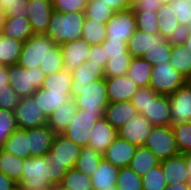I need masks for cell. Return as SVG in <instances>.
Here are the masks:
<instances>
[{
    "label": "cell",
    "instance_id": "1",
    "mask_svg": "<svg viewBox=\"0 0 191 190\" xmlns=\"http://www.w3.org/2000/svg\"><path fill=\"white\" fill-rule=\"evenodd\" d=\"M80 151L81 146L62 134L55 136L50 151L46 154L51 169V185L53 187L57 188L67 171L75 167Z\"/></svg>",
    "mask_w": 191,
    "mask_h": 190
},
{
    "label": "cell",
    "instance_id": "2",
    "mask_svg": "<svg viewBox=\"0 0 191 190\" xmlns=\"http://www.w3.org/2000/svg\"><path fill=\"white\" fill-rule=\"evenodd\" d=\"M84 12L59 13L53 11L50 23L45 32L56 45L82 39Z\"/></svg>",
    "mask_w": 191,
    "mask_h": 190
},
{
    "label": "cell",
    "instance_id": "3",
    "mask_svg": "<svg viewBox=\"0 0 191 190\" xmlns=\"http://www.w3.org/2000/svg\"><path fill=\"white\" fill-rule=\"evenodd\" d=\"M71 98L78 109L90 113H104L109 104L105 78L98 79L84 86H71Z\"/></svg>",
    "mask_w": 191,
    "mask_h": 190
},
{
    "label": "cell",
    "instance_id": "4",
    "mask_svg": "<svg viewBox=\"0 0 191 190\" xmlns=\"http://www.w3.org/2000/svg\"><path fill=\"white\" fill-rule=\"evenodd\" d=\"M19 190H44L55 188L51 185V169L46 156L24 159Z\"/></svg>",
    "mask_w": 191,
    "mask_h": 190
},
{
    "label": "cell",
    "instance_id": "5",
    "mask_svg": "<svg viewBox=\"0 0 191 190\" xmlns=\"http://www.w3.org/2000/svg\"><path fill=\"white\" fill-rule=\"evenodd\" d=\"M57 45L45 34H34L24 42L18 65L33 69L43 65L45 57Z\"/></svg>",
    "mask_w": 191,
    "mask_h": 190
},
{
    "label": "cell",
    "instance_id": "6",
    "mask_svg": "<svg viewBox=\"0 0 191 190\" xmlns=\"http://www.w3.org/2000/svg\"><path fill=\"white\" fill-rule=\"evenodd\" d=\"M8 78L10 86L20 97H28L42 87L46 75L40 67L25 69L15 64L10 66Z\"/></svg>",
    "mask_w": 191,
    "mask_h": 190
},
{
    "label": "cell",
    "instance_id": "7",
    "mask_svg": "<svg viewBox=\"0 0 191 190\" xmlns=\"http://www.w3.org/2000/svg\"><path fill=\"white\" fill-rule=\"evenodd\" d=\"M144 147L153 152L160 161L180 154L172 126H153Z\"/></svg>",
    "mask_w": 191,
    "mask_h": 190
},
{
    "label": "cell",
    "instance_id": "8",
    "mask_svg": "<svg viewBox=\"0 0 191 190\" xmlns=\"http://www.w3.org/2000/svg\"><path fill=\"white\" fill-rule=\"evenodd\" d=\"M186 83V78L173 68L170 61L153 66L150 85L157 94L171 95Z\"/></svg>",
    "mask_w": 191,
    "mask_h": 190
},
{
    "label": "cell",
    "instance_id": "9",
    "mask_svg": "<svg viewBox=\"0 0 191 190\" xmlns=\"http://www.w3.org/2000/svg\"><path fill=\"white\" fill-rule=\"evenodd\" d=\"M102 117H104V113H90L86 110L78 109L74 119L71 120L62 135L81 147L88 146L92 127Z\"/></svg>",
    "mask_w": 191,
    "mask_h": 190
},
{
    "label": "cell",
    "instance_id": "10",
    "mask_svg": "<svg viewBox=\"0 0 191 190\" xmlns=\"http://www.w3.org/2000/svg\"><path fill=\"white\" fill-rule=\"evenodd\" d=\"M18 129H30L47 124L48 118L39 108L33 96L21 97L14 109Z\"/></svg>",
    "mask_w": 191,
    "mask_h": 190
},
{
    "label": "cell",
    "instance_id": "11",
    "mask_svg": "<svg viewBox=\"0 0 191 190\" xmlns=\"http://www.w3.org/2000/svg\"><path fill=\"white\" fill-rule=\"evenodd\" d=\"M137 29L134 10L116 11L106 24L107 38L127 42Z\"/></svg>",
    "mask_w": 191,
    "mask_h": 190
},
{
    "label": "cell",
    "instance_id": "12",
    "mask_svg": "<svg viewBox=\"0 0 191 190\" xmlns=\"http://www.w3.org/2000/svg\"><path fill=\"white\" fill-rule=\"evenodd\" d=\"M171 125L191 121V85L185 83L173 94L169 95Z\"/></svg>",
    "mask_w": 191,
    "mask_h": 190
},
{
    "label": "cell",
    "instance_id": "13",
    "mask_svg": "<svg viewBox=\"0 0 191 190\" xmlns=\"http://www.w3.org/2000/svg\"><path fill=\"white\" fill-rule=\"evenodd\" d=\"M153 125L141 114L125 123L118 131V137L138 147L144 146Z\"/></svg>",
    "mask_w": 191,
    "mask_h": 190
},
{
    "label": "cell",
    "instance_id": "14",
    "mask_svg": "<svg viewBox=\"0 0 191 190\" xmlns=\"http://www.w3.org/2000/svg\"><path fill=\"white\" fill-rule=\"evenodd\" d=\"M53 11L51 1L29 0L27 18L34 34H45Z\"/></svg>",
    "mask_w": 191,
    "mask_h": 190
},
{
    "label": "cell",
    "instance_id": "15",
    "mask_svg": "<svg viewBox=\"0 0 191 190\" xmlns=\"http://www.w3.org/2000/svg\"><path fill=\"white\" fill-rule=\"evenodd\" d=\"M64 69L74 71L79 65L85 64L88 61L91 51V45L85 40L79 39L65 43L60 46Z\"/></svg>",
    "mask_w": 191,
    "mask_h": 190
},
{
    "label": "cell",
    "instance_id": "16",
    "mask_svg": "<svg viewBox=\"0 0 191 190\" xmlns=\"http://www.w3.org/2000/svg\"><path fill=\"white\" fill-rule=\"evenodd\" d=\"M105 83L109 103L131 101L136 91L140 88L127 75L105 78Z\"/></svg>",
    "mask_w": 191,
    "mask_h": 190
},
{
    "label": "cell",
    "instance_id": "17",
    "mask_svg": "<svg viewBox=\"0 0 191 190\" xmlns=\"http://www.w3.org/2000/svg\"><path fill=\"white\" fill-rule=\"evenodd\" d=\"M56 134L46 124L28 129V149L30 157L46 156L50 151Z\"/></svg>",
    "mask_w": 191,
    "mask_h": 190
},
{
    "label": "cell",
    "instance_id": "18",
    "mask_svg": "<svg viewBox=\"0 0 191 190\" xmlns=\"http://www.w3.org/2000/svg\"><path fill=\"white\" fill-rule=\"evenodd\" d=\"M170 100L168 95L158 94L141 113L153 126H171Z\"/></svg>",
    "mask_w": 191,
    "mask_h": 190
},
{
    "label": "cell",
    "instance_id": "19",
    "mask_svg": "<svg viewBox=\"0 0 191 190\" xmlns=\"http://www.w3.org/2000/svg\"><path fill=\"white\" fill-rule=\"evenodd\" d=\"M117 137V130L102 117L98 119L92 127L88 147L103 154Z\"/></svg>",
    "mask_w": 191,
    "mask_h": 190
},
{
    "label": "cell",
    "instance_id": "20",
    "mask_svg": "<svg viewBox=\"0 0 191 190\" xmlns=\"http://www.w3.org/2000/svg\"><path fill=\"white\" fill-rule=\"evenodd\" d=\"M136 145L117 137L107 150L102 154L103 159L111 162L119 168L127 167L130 164L136 150Z\"/></svg>",
    "mask_w": 191,
    "mask_h": 190
},
{
    "label": "cell",
    "instance_id": "21",
    "mask_svg": "<svg viewBox=\"0 0 191 190\" xmlns=\"http://www.w3.org/2000/svg\"><path fill=\"white\" fill-rule=\"evenodd\" d=\"M131 101L109 103L105 108L104 118L117 131L131 118L138 115Z\"/></svg>",
    "mask_w": 191,
    "mask_h": 190
},
{
    "label": "cell",
    "instance_id": "22",
    "mask_svg": "<svg viewBox=\"0 0 191 190\" xmlns=\"http://www.w3.org/2000/svg\"><path fill=\"white\" fill-rule=\"evenodd\" d=\"M167 184L188 183L189 172L183 154L160 161Z\"/></svg>",
    "mask_w": 191,
    "mask_h": 190
},
{
    "label": "cell",
    "instance_id": "23",
    "mask_svg": "<svg viewBox=\"0 0 191 190\" xmlns=\"http://www.w3.org/2000/svg\"><path fill=\"white\" fill-rule=\"evenodd\" d=\"M32 96L47 118L58 108L59 105L72 100L71 93L50 91L43 87L37 89Z\"/></svg>",
    "mask_w": 191,
    "mask_h": 190
},
{
    "label": "cell",
    "instance_id": "24",
    "mask_svg": "<svg viewBox=\"0 0 191 190\" xmlns=\"http://www.w3.org/2000/svg\"><path fill=\"white\" fill-rule=\"evenodd\" d=\"M119 169L111 162L102 159L98 168L91 175L93 190H109V188L115 187Z\"/></svg>",
    "mask_w": 191,
    "mask_h": 190
},
{
    "label": "cell",
    "instance_id": "25",
    "mask_svg": "<svg viewBox=\"0 0 191 190\" xmlns=\"http://www.w3.org/2000/svg\"><path fill=\"white\" fill-rule=\"evenodd\" d=\"M78 107L74 99L59 105L58 108L48 117L47 125L54 133L62 134L69 126L71 120L74 119Z\"/></svg>",
    "mask_w": 191,
    "mask_h": 190
},
{
    "label": "cell",
    "instance_id": "26",
    "mask_svg": "<svg viewBox=\"0 0 191 190\" xmlns=\"http://www.w3.org/2000/svg\"><path fill=\"white\" fill-rule=\"evenodd\" d=\"M172 45L160 33L153 35V45L145 51L143 59L155 66L170 61Z\"/></svg>",
    "mask_w": 191,
    "mask_h": 190
},
{
    "label": "cell",
    "instance_id": "27",
    "mask_svg": "<svg viewBox=\"0 0 191 190\" xmlns=\"http://www.w3.org/2000/svg\"><path fill=\"white\" fill-rule=\"evenodd\" d=\"M2 149L21 159L30 158L28 149V129H17L5 141Z\"/></svg>",
    "mask_w": 191,
    "mask_h": 190
},
{
    "label": "cell",
    "instance_id": "28",
    "mask_svg": "<svg viewBox=\"0 0 191 190\" xmlns=\"http://www.w3.org/2000/svg\"><path fill=\"white\" fill-rule=\"evenodd\" d=\"M3 35L25 42L34 35L27 17L6 18Z\"/></svg>",
    "mask_w": 191,
    "mask_h": 190
},
{
    "label": "cell",
    "instance_id": "29",
    "mask_svg": "<svg viewBox=\"0 0 191 190\" xmlns=\"http://www.w3.org/2000/svg\"><path fill=\"white\" fill-rule=\"evenodd\" d=\"M24 42L0 35V65H15L22 53Z\"/></svg>",
    "mask_w": 191,
    "mask_h": 190
},
{
    "label": "cell",
    "instance_id": "30",
    "mask_svg": "<svg viewBox=\"0 0 191 190\" xmlns=\"http://www.w3.org/2000/svg\"><path fill=\"white\" fill-rule=\"evenodd\" d=\"M160 164L156 155L144 146L137 147L129 167L140 177L144 176L150 169Z\"/></svg>",
    "mask_w": 191,
    "mask_h": 190
},
{
    "label": "cell",
    "instance_id": "31",
    "mask_svg": "<svg viewBox=\"0 0 191 190\" xmlns=\"http://www.w3.org/2000/svg\"><path fill=\"white\" fill-rule=\"evenodd\" d=\"M72 85L84 86L89 85L95 80L105 78L104 68L94 64L79 65L76 70L72 71Z\"/></svg>",
    "mask_w": 191,
    "mask_h": 190
},
{
    "label": "cell",
    "instance_id": "32",
    "mask_svg": "<svg viewBox=\"0 0 191 190\" xmlns=\"http://www.w3.org/2000/svg\"><path fill=\"white\" fill-rule=\"evenodd\" d=\"M153 65L143 58H133L128 68L127 76L139 87H149Z\"/></svg>",
    "mask_w": 191,
    "mask_h": 190
},
{
    "label": "cell",
    "instance_id": "33",
    "mask_svg": "<svg viewBox=\"0 0 191 190\" xmlns=\"http://www.w3.org/2000/svg\"><path fill=\"white\" fill-rule=\"evenodd\" d=\"M57 190H93L91 176L85 175L75 168L69 169Z\"/></svg>",
    "mask_w": 191,
    "mask_h": 190
},
{
    "label": "cell",
    "instance_id": "34",
    "mask_svg": "<svg viewBox=\"0 0 191 190\" xmlns=\"http://www.w3.org/2000/svg\"><path fill=\"white\" fill-rule=\"evenodd\" d=\"M102 159V154L95 151L93 148L84 146L81 147L80 155L74 168L77 171L83 172L85 175L91 176L98 168Z\"/></svg>",
    "mask_w": 191,
    "mask_h": 190
},
{
    "label": "cell",
    "instance_id": "35",
    "mask_svg": "<svg viewBox=\"0 0 191 190\" xmlns=\"http://www.w3.org/2000/svg\"><path fill=\"white\" fill-rule=\"evenodd\" d=\"M24 159L12 155L0 149V172L15 181L17 184L21 181L22 165Z\"/></svg>",
    "mask_w": 191,
    "mask_h": 190
},
{
    "label": "cell",
    "instance_id": "36",
    "mask_svg": "<svg viewBox=\"0 0 191 190\" xmlns=\"http://www.w3.org/2000/svg\"><path fill=\"white\" fill-rule=\"evenodd\" d=\"M153 35L136 29L127 41V50L133 58H142L153 45Z\"/></svg>",
    "mask_w": 191,
    "mask_h": 190
},
{
    "label": "cell",
    "instance_id": "37",
    "mask_svg": "<svg viewBox=\"0 0 191 190\" xmlns=\"http://www.w3.org/2000/svg\"><path fill=\"white\" fill-rule=\"evenodd\" d=\"M107 38L106 24L86 18L83 24L82 39L91 46L101 45Z\"/></svg>",
    "mask_w": 191,
    "mask_h": 190
},
{
    "label": "cell",
    "instance_id": "38",
    "mask_svg": "<svg viewBox=\"0 0 191 190\" xmlns=\"http://www.w3.org/2000/svg\"><path fill=\"white\" fill-rule=\"evenodd\" d=\"M72 73L63 69L51 75H47L42 87L46 90L71 93Z\"/></svg>",
    "mask_w": 191,
    "mask_h": 190
},
{
    "label": "cell",
    "instance_id": "39",
    "mask_svg": "<svg viewBox=\"0 0 191 190\" xmlns=\"http://www.w3.org/2000/svg\"><path fill=\"white\" fill-rule=\"evenodd\" d=\"M170 64L185 78L191 71V54L184 44L172 45Z\"/></svg>",
    "mask_w": 191,
    "mask_h": 190
},
{
    "label": "cell",
    "instance_id": "40",
    "mask_svg": "<svg viewBox=\"0 0 191 190\" xmlns=\"http://www.w3.org/2000/svg\"><path fill=\"white\" fill-rule=\"evenodd\" d=\"M157 14L159 19V33L165 39H168L174 32V29L180 25L177 21L176 14L172 11L169 4L160 5Z\"/></svg>",
    "mask_w": 191,
    "mask_h": 190
},
{
    "label": "cell",
    "instance_id": "41",
    "mask_svg": "<svg viewBox=\"0 0 191 190\" xmlns=\"http://www.w3.org/2000/svg\"><path fill=\"white\" fill-rule=\"evenodd\" d=\"M84 13L86 18L107 24L115 11L101 0H88Z\"/></svg>",
    "mask_w": 191,
    "mask_h": 190
},
{
    "label": "cell",
    "instance_id": "42",
    "mask_svg": "<svg viewBox=\"0 0 191 190\" xmlns=\"http://www.w3.org/2000/svg\"><path fill=\"white\" fill-rule=\"evenodd\" d=\"M117 190H143L142 178L129 166L119 169L117 176Z\"/></svg>",
    "mask_w": 191,
    "mask_h": 190
},
{
    "label": "cell",
    "instance_id": "43",
    "mask_svg": "<svg viewBox=\"0 0 191 190\" xmlns=\"http://www.w3.org/2000/svg\"><path fill=\"white\" fill-rule=\"evenodd\" d=\"M142 178L143 190H165L168 186L161 164L150 169Z\"/></svg>",
    "mask_w": 191,
    "mask_h": 190
},
{
    "label": "cell",
    "instance_id": "44",
    "mask_svg": "<svg viewBox=\"0 0 191 190\" xmlns=\"http://www.w3.org/2000/svg\"><path fill=\"white\" fill-rule=\"evenodd\" d=\"M132 59V56H117L108 59L104 68L105 78L127 75Z\"/></svg>",
    "mask_w": 191,
    "mask_h": 190
},
{
    "label": "cell",
    "instance_id": "45",
    "mask_svg": "<svg viewBox=\"0 0 191 190\" xmlns=\"http://www.w3.org/2000/svg\"><path fill=\"white\" fill-rule=\"evenodd\" d=\"M137 29L148 34L159 33L157 11L134 12Z\"/></svg>",
    "mask_w": 191,
    "mask_h": 190
},
{
    "label": "cell",
    "instance_id": "46",
    "mask_svg": "<svg viewBox=\"0 0 191 190\" xmlns=\"http://www.w3.org/2000/svg\"><path fill=\"white\" fill-rule=\"evenodd\" d=\"M18 129L14 111L0 108V146Z\"/></svg>",
    "mask_w": 191,
    "mask_h": 190
},
{
    "label": "cell",
    "instance_id": "47",
    "mask_svg": "<svg viewBox=\"0 0 191 190\" xmlns=\"http://www.w3.org/2000/svg\"><path fill=\"white\" fill-rule=\"evenodd\" d=\"M171 126L180 154L191 152V121Z\"/></svg>",
    "mask_w": 191,
    "mask_h": 190
},
{
    "label": "cell",
    "instance_id": "48",
    "mask_svg": "<svg viewBox=\"0 0 191 190\" xmlns=\"http://www.w3.org/2000/svg\"><path fill=\"white\" fill-rule=\"evenodd\" d=\"M40 69L45 75H51L64 69L63 56L60 46H56L51 52L45 57L43 65H40Z\"/></svg>",
    "mask_w": 191,
    "mask_h": 190
},
{
    "label": "cell",
    "instance_id": "49",
    "mask_svg": "<svg viewBox=\"0 0 191 190\" xmlns=\"http://www.w3.org/2000/svg\"><path fill=\"white\" fill-rule=\"evenodd\" d=\"M29 0H0L6 18L27 17Z\"/></svg>",
    "mask_w": 191,
    "mask_h": 190
},
{
    "label": "cell",
    "instance_id": "50",
    "mask_svg": "<svg viewBox=\"0 0 191 190\" xmlns=\"http://www.w3.org/2000/svg\"><path fill=\"white\" fill-rule=\"evenodd\" d=\"M169 5L176 14L179 24L188 26L191 22V1L172 0Z\"/></svg>",
    "mask_w": 191,
    "mask_h": 190
},
{
    "label": "cell",
    "instance_id": "51",
    "mask_svg": "<svg viewBox=\"0 0 191 190\" xmlns=\"http://www.w3.org/2000/svg\"><path fill=\"white\" fill-rule=\"evenodd\" d=\"M88 0H53V10L59 13L84 12Z\"/></svg>",
    "mask_w": 191,
    "mask_h": 190
},
{
    "label": "cell",
    "instance_id": "52",
    "mask_svg": "<svg viewBox=\"0 0 191 190\" xmlns=\"http://www.w3.org/2000/svg\"><path fill=\"white\" fill-rule=\"evenodd\" d=\"M157 95L151 87H140L132 97L131 102L136 107L137 112L141 114Z\"/></svg>",
    "mask_w": 191,
    "mask_h": 190
},
{
    "label": "cell",
    "instance_id": "53",
    "mask_svg": "<svg viewBox=\"0 0 191 190\" xmlns=\"http://www.w3.org/2000/svg\"><path fill=\"white\" fill-rule=\"evenodd\" d=\"M101 46L103 47L105 58L131 56L127 50V42L116 39H106Z\"/></svg>",
    "mask_w": 191,
    "mask_h": 190
},
{
    "label": "cell",
    "instance_id": "54",
    "mask_svg": "<svg viewBox=\"0 0 191 190\" xmlns=\"http://www.w3.org/2000/svg\"><path fill=\"white\" fill-rule=\"evenodd\" d=\"M20 98L10 85L0 86V108L14 111Z\"/></svg>",
    "mask_w": 191,
    "mask_h": 190
},
{
    "label": "cell",
    "instance_id": "55",
    "mask_svg": "<svg viewBox=\"0 0 191 190\" xmlns=\"http://www.w3.org/2000/svg\"><path fill=\"white\" fill-rule=\"evenodd\" d=\"M107 61L108 58H105L103 47L101 45H95L91 46L89 58L85 64H94L105 68Z\"/></svg>",
    "mask_w": 191,
    "mask_h": 190
},
{
    "label": "cell",
    "instance_id": "56",
    "mask_svg": "<svg viewBox=\"0 0 191 190\" xmlns=\"http://www.w3.org/2000/svg\"><path fill=\"white\" fill-rule=\"evenodd\" d=\"M190 29L188 26L179 25L174 29V32L167 39L171 45H182L185 43V40L188 38Z\"/></svg>",
    "mask_w": 191,
    "mask_h": 190
},
{
    "label": "cell",
    "instance_id": "57",
    "mask_svg": "<svg viewBox=\"0 0 191 190\" xmlns=\"http://www.w3.org/2000/svg\"><path fill=\"white\" fill-rule=\"evenodd\" d=\"M159 8L156 0H139L132 5L134 12L157 11Z\"/></svg>",
    "mask_w": 191,
    "mask_h": 190
},
{
    "label": "cell",
    "instance_id": "58",
    "mask_svg": "<svg viewBox=\"0 0 191 190\" xmlns=\"http://www.w3.org/2000/svg\"><path fill=\"white\" fill-rule=\"evenodd\" d=\"M105 4H107L110 8L116 11H124L132 8L131 0H101Z\"/></svg>",
    "mask_w": 191,
    "mask_h": 190
},
{
    "label": "cell",
    "instance_id": "59",
    "mask_svg": "<svg viewBox=\"0 0 191 190\" xmlns=\"http://www.w3.org/2000/svg\"><path fill=\"white\" fill-rule=\"evenodd\" d=\"M0 190H19L18 184L0 172Z\"/></svg>",
    "mask_w": 191,
    "mask_h": 190
},
{
    "label": "cell",
    "instance_id": "60",
    "mask_svg": "<svg viewBox=\"0 0 191 190\" xmlns=\"http://www.w3.org/2000/svg\"><path fill=\"white\" fill-rule=\"evenodd\" d=\"M9 65H0V86H9Z\"/></svg>",
    "mask_w": 191,
    "mask_h": 190
},
{
    "label": "cell",
    "instance_id": "61",
    "mask_svg": "<svg viewBox=\"0 0 191 190\" xmlns=\"http://www.w3.org/2000/svg\"><path fill=\"white\" fill-rule=\"evenodd\" d=\"M165 190H191V186L188 183L168 184Z\"/></svg>",
    "mask_w": 191,
    "mask_h": 190
},
{
    "label": "cell",
    "instance_id": "62",
    "mask_svg": "<svg viewBox=\"0 0 191 190\" xmlns=\"http://www.w3.org/2000/svg\"><path fill=\"white\" fill-rule=\"evenodd\" d=\"M186 161V167L188 168L189 172V181L188 184L191 186V152H187L183 154Z\"/></svg>",
    "mask_w": 191,
    "mask_h": 190
},
{
    "label": "cell",
    "instance_id": "63",
    "mask_svg": "<svg viewBox=\"0 0 191 190\" xmlns=\"http://www.w3.org/2000/svg\"><path fill=\"white\" fill-rule=\"evenodd\" d=\"M6 17L4 10H0V35L3 33Z\"/></svg>",
    "mask_w": 191,
    "mask_h": 190
},
{
    "label": "cell",
    "instance_id": "64",
    "mask_svg": "<svg viewBox=\"0 0 191 190\" xmlns=\"http://www.w3.org/2000/svg\"><path fill=\"white\" fill-rule=\"evenodd\" d=\"M185 47L187 48V50L190 52L191 54V31L189 33V36L188 38L185 40V43H184Z\"/></svg>",
    "mask_w": 191,
    "mask_h": 190
},
{
    "label": "cell",
    "instance_id": "65",
    "mask_svg": "<svg viewBox=\"0 0 191 190\" xmlns=\"http://www.w3.org/2000/svg\"><path fill=\"white\" fill-rule=\"evenodd\" d=\"M156 1L160 5H166V4H169L172 0H156Z\"/></svg>",
    "mask_w": 191,
    "mask_h": 190
},
{
    "label": "cell",
    "instance_id": "66",
    "mask_svg": "<svg viewBox=\"0 0 191 190\" xmlns=\"http://www.w3.org/2000/svg\"><path fill=\"white\" fill-rule=\"evenodd\" d=\"M186 83L191 85V71L189 75L186 77Z\"/></svg>",
    "mask_w": 191,
    "mask_h": 190
},
{
    "label": "cell",
    "instance_id": "67",
    "mask_svg": "<svg viewBox=\"0 0 191 190\" xmlns=\"http://www.w3.org/2000/svg\"><path fill=\"white\" fill-rule=\"evenodd\" d=\"M109 190H117V187H112V188H109Z\"/></svg>",
    "mask_w": 191,
    "mask_h": 190
},
{
    "label": "cell",
    "instance_id": "68",
    "mask_svg": "<svg viewBox=\"0 0 191 190\" xmlns=\"http://www.w3.org/2000/svg\"><path fill=\"white\" fill-rule=\"evenodd\" d=\"M44 190H57V188L44 189Z\"/></svg>",
    "mask_w": 191,
    "mask_h": 190
},
{
    "label": "cell",
    "instance_id": "69",
    "mask_svg": "<svg viewBox=\"0 0 191 190\" xmlns=\"http://www.w3.org/2000/svg\"><path fill=\"white\" fill-rule=\"evenodd\" d=\"M132 1V5L136 2V1H139V0H131Z\"/></svg>",
    "mask_w": 191,
    "mask_h": 190
},
{
    "label": "cell",
    "instance_id": "70",
    "mask_svg": "<svg viewBox=\"0 0 191 190\" xmlns=\"http://www.w3.org/2000/svg\"><path fill=\"white\" fill-rule=\"evenodd\" d=\"M188 27H189V29H190V31H191V22L189 23Z\"/></svg>",
    "mask_w": 191,
    "mask_h": 190
}]
</instances>
